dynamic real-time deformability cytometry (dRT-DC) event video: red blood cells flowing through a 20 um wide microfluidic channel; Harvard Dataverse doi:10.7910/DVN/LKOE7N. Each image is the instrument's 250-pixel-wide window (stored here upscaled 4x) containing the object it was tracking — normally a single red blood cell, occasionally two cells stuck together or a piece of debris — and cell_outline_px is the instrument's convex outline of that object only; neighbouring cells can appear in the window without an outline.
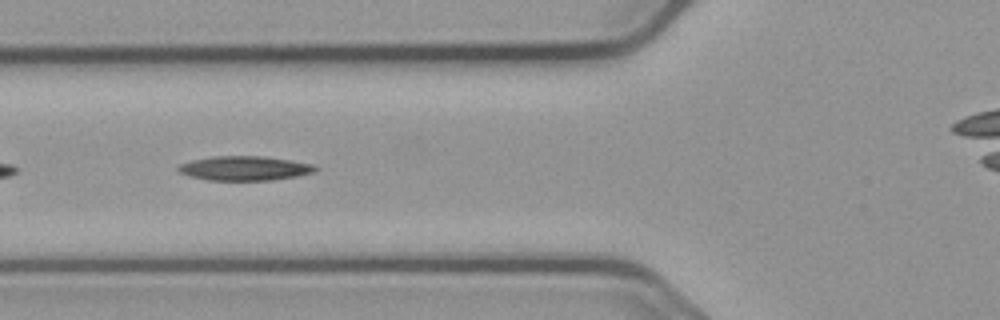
{"species": "common noctule bat (a hibernating species)", "species_latin": "Nyctalus noctula", "temperature_condition": "cold", "stored_images_in_passage": 10, "camera_frame_rate_fps": 3000, "um_per_image_px": 0.085, "animal": {"sex": "male", "body_mass_g": 23.1, "forearm_length_mm": 52.7}, "frame": {"image": 1, "passage_image": 5, "time_ms": 1.333, "image_size_px": [1000, 320], "cell_outline_px": [[320, 168], [316, 172], [296, 176], [272, 180], [208, 180], [192, 176], [180, 172], [176, 168], [180, 164], [192, 160], [212, 156], [264, 156], [292, 160], [312, 164]], "centroid_in_image_um": [20.84, 14.29], "position_along_channel_um": 105.0, "area_um2": 19.48}}